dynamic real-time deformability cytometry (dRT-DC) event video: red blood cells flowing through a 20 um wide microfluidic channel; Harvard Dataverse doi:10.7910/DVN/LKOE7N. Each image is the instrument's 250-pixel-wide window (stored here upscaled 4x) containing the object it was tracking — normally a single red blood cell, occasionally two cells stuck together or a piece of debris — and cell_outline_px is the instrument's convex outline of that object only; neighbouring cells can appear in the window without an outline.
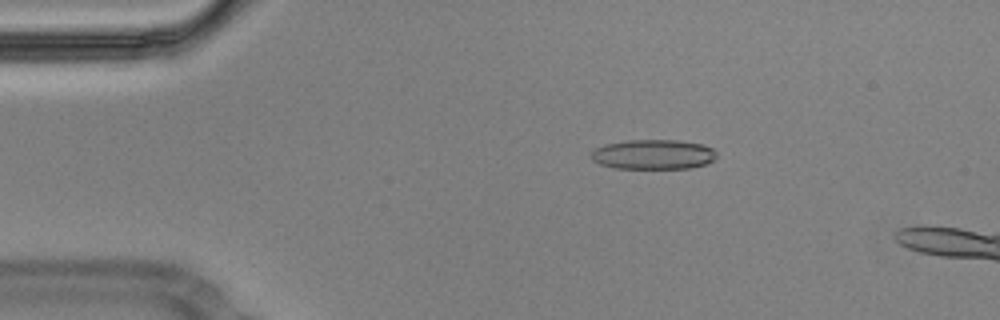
{"species": "Egyptian fruit bat (a non-hibernating species)", "species_latin": "Rousettus aegyptiacus", "temperature_condition": "cold", "stored_images_in_passage": 16, "camera_frame_rate_fps": 3000, "um_per_image_px": 0.085, "animal": {"sex": "male"}, "frame": {"image": 1, "passage_image": 10, "time_ms": 3.0, "image_size_px": [1000, 320], "cell_outline_px": [[716, 156], [712, 160], [704, 164], [688, 168], [616, 168], [600, 164], [592, 160], [592, 152], [596, 148], [604, 144], [628, 140], [676, 140], [704, 144], [712, 148], [716, 152]], "centroid_in_image_um": [55.52, 13.11], "position_along_channel_um": 29.5, "area_um2": 21.62}}